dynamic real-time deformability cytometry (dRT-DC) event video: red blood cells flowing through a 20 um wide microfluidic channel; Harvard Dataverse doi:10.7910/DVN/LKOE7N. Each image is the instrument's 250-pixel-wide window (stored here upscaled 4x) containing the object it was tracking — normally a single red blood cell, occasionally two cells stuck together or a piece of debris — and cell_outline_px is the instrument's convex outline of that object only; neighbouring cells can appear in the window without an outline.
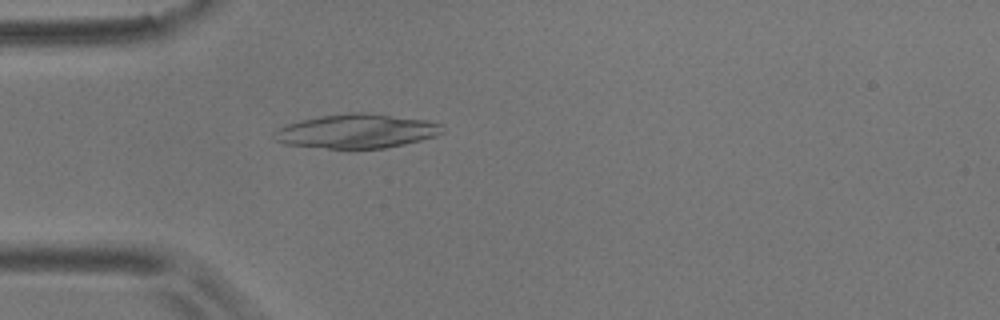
{"species": "common noctule bat (a hibernating species)", "species_latin": "Nyctalus noctula", "temperature_condition": "room temperature", "stored_images_in_passage": 5, "camera_frame_rate_fps": 3000, "um_per_image_px": 0.085, "animal": {"sex": "male", "body_mass_g": 17.9}, "frame": {"image": 1, "passage_image": 5, "time_ms": 4.333, "image_size_px": [1000, 320], "cell_outline_px": [[444, 132], [436, 136], [404, 144], [384, 148], [352, 152], [348, 152], [284, 144], [276, 140], [272, 136], [272, 132], [288, 124], [300, 120], [320, 116], [348, 112], [364, 112], [428, 120], [440, 124]], "centroid_in_image_um": [30.27, 11.19], "position_along_channel_um": 54.7, "area_um2": 34.56}}